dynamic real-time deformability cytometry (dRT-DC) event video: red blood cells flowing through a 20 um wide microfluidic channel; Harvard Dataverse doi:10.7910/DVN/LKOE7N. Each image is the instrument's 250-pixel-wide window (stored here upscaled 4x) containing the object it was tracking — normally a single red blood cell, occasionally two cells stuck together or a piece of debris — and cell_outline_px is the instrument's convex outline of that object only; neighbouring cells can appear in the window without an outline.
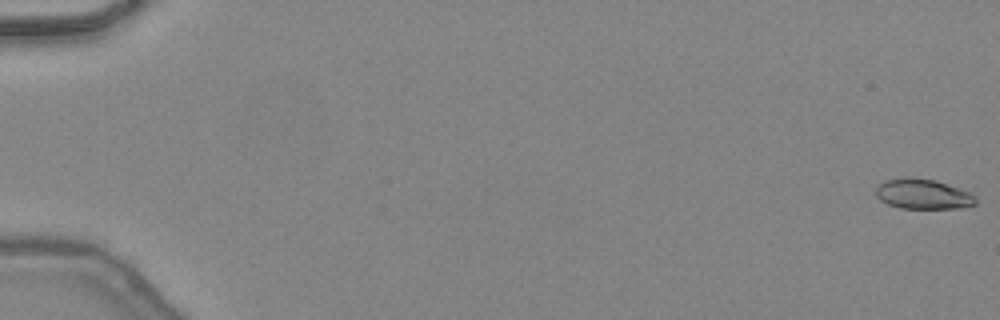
{"species": "common noctule bat (a hibernating species)", "species_latin": "Nyctalus noctula", "temperature_condition": "warm", "stored_images_in_passage": 48, "camera_frame_rate_fps": 3000, "um_per_image_px": 0.085, "animal": {"sex": "female", "body_mass_g": 24.6, "forearm_length_mm": 56.2}, "frame": {"image": 1, "passage_image": 1, "time_ms": 0.0, "image_size_px": [1000, 320], "cell_outline_px": [[976, 204], [956, 208], [900, 208], [888, 204], [880, 200], [876, 196], [876, 188], [884, 180], [936, 180], [968, 192], [976, 196]], "centroid_in_image_um": [78.47, 16.54], "position_along_channel_um": 6.5, "area_um2": 16.7}}
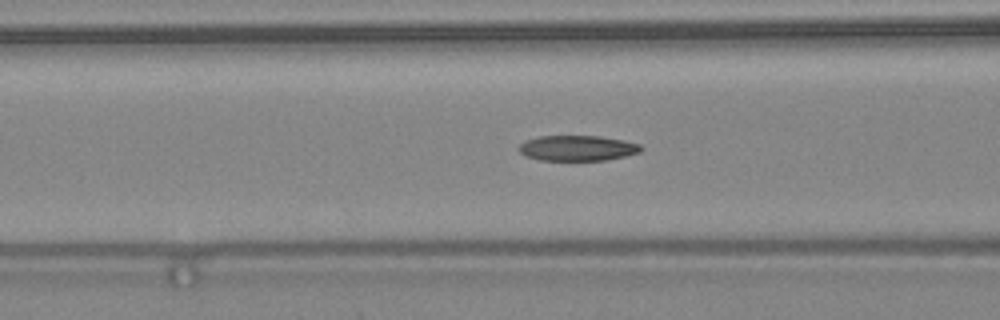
{"frame": {"image": 2, "passage_image": 21, "time_ms": 6.667, "image_size_px": [1000, 320], "cell_outline_px": [[644, 148], [640, 152], [608, 160], [540, 160], [524, 156], [516, 148], [524, 140], [540, 136], [600, 136], [624, 140], [640, 144]], "centroid_in_image_um": [49.06, 12.59], "position_along_channel_um": 117.5, "area_um2": 18.26}}
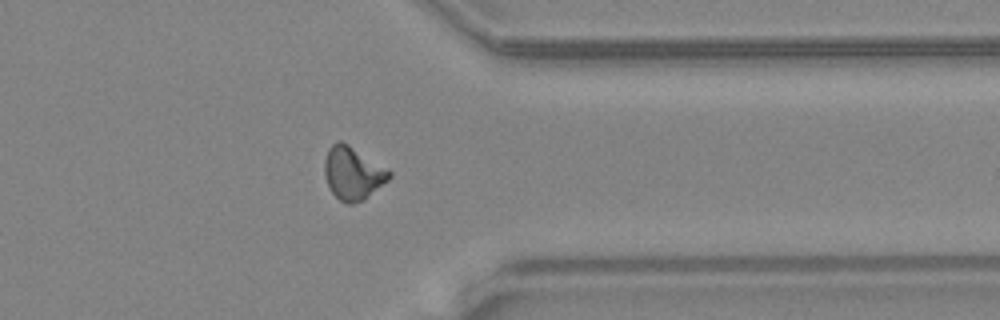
{"frame": {"image": 3, "passage_image": 39, "time_ms": 12.667, "image_size_px": [1000, 320], "cell_outline_px": [[392, 176], [388, 180], [364, 200], [352, 204], [348, 204], [340, 200], [332, 192], [324, 176], [324, 160], [328, 148], [336, 140], [340, 140], [348, 144], [392, 172]], "centroid_in_image_um": [29.97, 14.72], "position_along_channel_um": 381.4, "area_um2": 19.88}, "authors_computed_cell_mechanics": {"area_um2": 18.6694, "velocity_mm_per_s": 4.4771, "shape_relaxation_time_tau1_ms": null, "shape_relaxation_time_tau2_ms": 1.0031, "deformation_change_tau1": null, "deformation_change_tau2": 0.0722}}